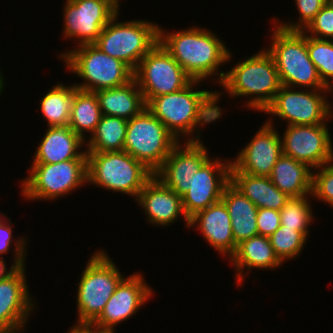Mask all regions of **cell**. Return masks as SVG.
I'll list each match as a JSON object with an SVG mask.
<instances>
[{
	"label": "cell",
	"mask_w": 333,
	"mask_h": 333,
	"mask_svg": "<svg viewBox=\"0 0 333 333\" xmlns=\"http://www.w3.org/2000/svg\"><path fill=\"white\" fill-rule=\"evenodd\" d=\"M311 196L333 209V161L313 169Z\"/></svg>",
	"instance_id": "36"
},
{
	"label": "cell",
	"mask_w": 333,
	"mask_h": 333,
	"mask_svg": "<svg viewBox=\"0 0 333 333\" xmlns=\"http://www.w3.org/2000/svg\"><path fill=\"white\" fill-rule=\"evenodd\" d=\"M76 86L57 82L39 100L40 112L47 127L69 126L72 101Z\"/></svg>",
	"instance_id": "29"
},
{
	"label": "cell",
	"mask_w": 333,
	"mask_h": 333,
	"mask_svg": "<svg viewBox=\"0 0 333 333\" xmlns=\"http://www.w3.org/2000/svg\"><path fill=\"white\" fill-rule=\"evenodd\" d=\"M270 43L265 49L272 56L283 86L302 89H329L311 61L306 34L285 30L272 21Z\"/></svg>",
	"instance_id": "4"
},
{
	"label": "cell",
	"mask_w": 333,
	"mask_h": 333,
	"mask_svg": "<svg viewBox=\"0 0 333 333\" xmlns=\"http://www.w3.org/2000/svg\"><path fill=\"white\" fill-rule=\"evenodd\" d=\"M2 69H0V97H2L3 95V93L5 94V92H4V89L6 88L5 87V76H4V74H2L3 72L1 71Z\"/></svg>",
	"instance_id": "42"
},
{
	"label": "cell",
	"mask_w": 333,
	"mask_h": 333,
	"mask_svg": "<svg viewBox=\"0 0 333 333\" xmlns=\"http://www.w3.org/2000/svg\"><path fill=\"white\" fill-rule=\"evenodd\" d=\"M118 12L93 43L105 54L124 62L133 72L159 42V24L148 19L120 21Z\"/></svg>",
	"instance_id": "8"
},
{
	"label": "cell",
	"mask_w": 333,
	"mask_h": 333,
	"mask_svg": "<svg viewBox=\"0 0 333 333\" xmlns=\"http://www.w3.org/2000/svg\"><path fill=\"white\" fill-rule=\"evenodd\" d=\"M230 183L245 195L258 209L270 208L280 211L290 197L281 192L269 177L252 176L239 172L233 165L230 171Z\"/></svg>",
	"instance_id": "24"
},
{
	"label": "cell",
	"mask_w": 333,
	"mask_h": 333,
	"mask_svg": "<svg viewBox=\"0 0 333 333\" xmlns=\"http://www.w3.org/2000/svg\"><path fill=\"white\" fill-rule=\"evenodd\" d=\"M202 83L192 80L183 89L153 97L146 104V108L179 142L203 140L201 134L205 126L221 120L216 90H200Z\"/></svg>",
	"instance_id": "2"
},
{
	"label": "cell",
	"mask_w": 333,
	"mask_h": 333,
	"mask_svg": "<svg viewBox=\"0 0 333 333\" xmlns=\"http://www.w3.org/2000/svg\"><path fill=\"white\" fill-rule=\"evenodd\" d=\"M228 261L235 272L234 284L237 287H243L245 277L253 274L252 270L264 271L268 269L271 271L284 266V263L275 254L269 237L262 235H255L240 242Z\"/></svg>",
	"instance_id": "22"
},
{
	"label": "cell",
	"mask_w": 333,
	"mask_h": 333,
	"mask_svg": "<svg viewBox=\"0 0 333 333\" xmlns=\"http://www.w3.org/2000/svg\"><path fill=\"white\" fill-rule=\"evenodd\" d=\"M30 164L27 176L20 179V194L27 201L46 200L55 203L80 187L87 186V159Z\"/></svg>",
	"instance_id": "9"
},
{
	"label": "cell",
	"mask_w": 333,
	"mask_h": 333,
	"mask_svg": "<svg viewBox=\"0 0 333 333\" xmlns=\"http://www.w3.org/2000/svg\"><path fill=\"white\" fill-rule=\"evenodd\" d=\"M219 86L222 91L216 90L217 110L222 118L225 110L219 103L224 93H228L230 99L244 97L241 105L243 108L263 113L272 103L282 84L272 56L263 47L253 55H247L243 60L239 59L237 65L226 71Z\"/></svg>",
	"instance_id": "3"
},
{
	"label": "cell",
	"mask_w": 333,
	"mask_h": 333,
	"mask_svg": "<svg viewBox=\"0 0 333 333\" xmlns=\"http://www.w3.org/2000/svg\"><path fill=\"white\" fill-rule=\"evenodd\" d=\"M210 157L194 174L188 191L182 196V206L188 219L219 202L230 183L231 159Z\"/></svg>",
	"instance_id": "16"
},
{
	"label": "cell",
	"mask_w": 333,
	"mask_h": 333,
	"mask_svg": "<svg viewBox=\"0 0 333 333\" xmlns=\"http://www.w3.org/2000/svg\"><path fill=\"white\" fill-rule=\"evenodd\" d=\"M189 228L203 235L204 241L223 258L226 256L229 260L234 254L237 244L233 238L228 209L222 200L192 216Z\"/></svg>",
	"instance_id": "21"
},
{
	"label": "cell",
	"mask_w": 333,
	"mask_h": 333,
	"mask_svg": "<svg viewBox=\"0 0 333 333\" xmlns=\"http://www.w3.org/2000/svg\"><path fill=\"white\" fill-rule=\"evenodd\" d=\"M258 235L269 237L280 227V212L270 208H260L257 213Z\"/></svg>",
	"instance_id": "38"
},
{
	"label": "cell",
	"mask_w": 333,
	"mask_h": 333,
	"mask_svg": "<svg viewBox=\"0 0 333 333\" xmlns=\"http://www.w3.org/2000/svg\"><path fill=\"white\" fill-rule=\"evenodd\" d=\"M154 296H156L155 291L146 282L143 273L135 271L119 283L102 313L92 325L116 332L115 328L118 324L120 326L121 323L124 324L134 315L136 316V313Z\"/></svg>",
	"instance_id": "15"
},
{
	"label": "cell",
	"mask_w": 333,
	"mask_h": 333,
	"mask_svg": "<svg viewBox=\"0 0 333 333\" xmlns=\"http://www.w3.org/2000/svg\"><path fill=\"white\" fill-rule=\"evenodd\" d=\"M311 199V195L292 197L279 211L281 226L296 229L308 240L311 233V224H314V220H316L313 214L314 212L312 208H314V206Z\"/></svg>",
	"instance_id": "31"
},
{
	"label": "cell",
	"mask_w": 333,
	"mask_h": 333,
	"mask_svg": "<svg viewBox=\"0 0 333 333\" xmlns=\"http://www.w3.org/2000/svg\"><path fill=\"white\" fill-rule=\"evenodd\" d=\"M204 143L203 140L178 142L154 176L182 197L194 174L212 155Z\"/></svg>",
	"instance_id": "18"
},
{
	"label": "cell",
	"mask_w": 333,
	"mask_h": 333,
	"mask_svg": "<svg viewBox=\"0 0 333 333\" xmlns=\"http://www.w3.org/2000/svg\"><path fill=\"white\" fill-rule=\"evenodd\" d=\"M95 93L102 115L129 120L146 108L143 94L134 78L123 86L101 89Z\"/></svg>",
	"instance_id": "25"
},
{
	"label": "cell",
	"mask_w": 333,
	"mask_h": 333,
	"mask_svg": "<svg viewBox=\"0 0 333 333\" xmlns=\"http://www.w3.org/2000/svg\"><path fill=\"white\" fill-rule=\"evenodd\" d=\"M249 142L231 158L239 171L252 176L269 177L273 166L282 155L281 132L274 125L263 122ZM280 132V133H279Z\"/></svg>",
	"instance_id": "19"
},
{
	"label": "cell",
	"mask_w": 333,
	"mask_h": 333,
	"mask_svg": "<svg viewBox=\"0 0 333 333\" xmlns=\"http://www.w3.org/2000/svg\"><path fill=\"white\" fill-rule=\"evenodd\" d=\"M328 1L329 0H294V6L298 11V19L294 17L292 20L288 19L287 21L281 22L279 17H274L270 21H274V23L285 30L303 31Z\"/></svg>",
	"instance_id": "35"
},
{
	"label": "cell",
	"mask_w": 333,
	"mask_h": 333,
	"mask_svg": "<svg viewBox=\"0 0 333 333\" xmlns=\"http://www.w3.org/2000/svg\"><path fill=\"white\" fill-rule=\"evenodd\" d=\"M312 171L307 164L282 154L269 176L272 183L290 198L311 195Z\"/></svg>",
	"instance_id": "26"
},
{
	"label": "cell",
	"mask_w": 333,
	"mask_h": 333,
	"mask_svg": "<svg viewBox=\"0 0 333 333\" xmlns=\"http://www.w3.org/2000/svg\"><path fill=\"white\" fill-rule=\"evenodd\" d=\"M61 11V35L63 40L75 41V47L93 44L102 29L117 14L108 3L99 0H65Z\"/></svg>",
	"instance_id": "13"
},
{
	"label": "cell",
	"mask_w": 333,
	"mask_h": 333,
	"mask_svg": "<svg viewBox=\"0 0 333 333\" xmlns=\"http://www.w3.org/2000/svg\"><path fill=\"white\" fill-rule=\"evenodd\" d=\"M317 39L333 40V0H329L302 31Z\"/></svg>",
	"instance_id": "37"
},
{
	"label": "cell",
	"mask_w": 333,
	"mask_h": 333,
	"mask_svg": "<svg viewBox=\"0 0 333 333\" xmlns=\"http://www.w3.org/2000/svg\"><path fill=\"white\" fill-rule=\"evenodd\" d=\"M26 269V265L18 267L0 281V333H23L31 314L38 309L37 298L32 296L27 283Z\"/></svg>",
	"instance_id": "17"
},
{
	"label": "cell",
	"mask_w": 333,
	"mask_h": 333,
	"mask_svg": "<svg viewBox=\"0 0 333 333\" xmlns=\"http://www.w3.org/2000/svg\"><path fill=\"white\" fill-rule=\"evenodd\" d=\"M271 246L277 257L285 264L288 260L299 258L307 243V238L296 229L281 226L269 236Z\"/></svg>",
	"instance_id": "33"
},
{
	"label": "cell",
	"mask_w": 333,
	"mask_h": 333,
	"mask_svg": "<svg viewBox=\"0 0 333 333\" xmlns=\"http://www.w3.org/2000/svg\"><path fill=\"white\" fill-rule=\"evenodd\" d=\"M128 120L102 115L93 134L86 141V152H119L124 149Z\"/></svg>",
	"instance_id": "30"
},
{
	"label": "cell",
	"mask_w": 333,
	"mask_h": 333,
	"mask_svg": "<svg viewBox=\"0 0 333 333\" xmlns=\"http://www.w3.org/2000/svg\"><path fill=\"white\" fill-rule=\"evenodd\" d=\"M6 259L0 257V281L6 279L11 275L18 267L14 264H11L9 267L5 261Z\"/></svg>",
	"instance_id": "40"
},
{
	"label": "cell",
	"mask_w": 333,
	"mask_h": 333,
	"mask_svg": "<svg viewBox=\"0 0 333 333\" xmlns=\"http://www.w3.org/2000/svg\"><path fill=\"white\" fill-rule=\"evenodd\" d=\"M223 41L197 25L171 32L159 24V43L193 80L222 83L226 73L222 66L233 62V52Z\"/></svg>",
	"instance_id": "1"
},
{
	"label": "cell",
	"mask_w": 333,
	"mask_h": 333,
	"mask_svg": "<svg viewBox=\"0 0 333 333\" xmlns=\"http://www.w3.org/2000/svg\"><path fill=\"white\" fill-rule=\"evenodd\" d=\"M133 78L146 104L153 97L183 89L193 80L159 42L139 62Z\"/></svg>",
	"instance_id": "12"
},
{
	"label": "cell",
	"mask_w": 333,
	"mask_h": 333,
	"mask_svg": "<svg viewBox=\"0 0 333 333\" xmlns=\"http://www.w3.org/2000/svg\"><path fill=\"white\" fill-rule=\"evenodd\" d=\"M154 176L143 163L126 151L87 152V185L137 199Z\"/></svg>",
	"instance_id": "7"
},
{
	"label": "cell",
	"mask_w": 333,
	"mask_h": 333,
	"mask_svg": "<svg viewBox=\"0 0 333 333\" xmlns=\"http://www.w3.org/2000/svg\"><path fill=\"white\" fill-rule=\"evenodd\" d=\"M69 330L66 333H116L109 330L97 328L92 324H77V323H74L69 328Z\"/></svg>",
	"instance_id": "39"
},
{
	"label": "cell",
	"mask_w": 333,
	"mask_h": 333,
	"mask_svg": "<svg viewBox=\"0 0 333 333\" xmlns=\"http://www.w3.org/2000/svg\"><path fill=\"white\" fill-rule=\"evenodd\" d=\"M108 3L117 13L121 10L122 0H99Z\"/></svg>",
	"instance_id": "41"
},
{
	"label": "cell",
	"mask_w": 333,
	"mask_h": 333,
	"mask_svg": "<svg viewBox=\"0 0 333 333\" xmlns=\"http://www.w3.org/2000/svg\"><path fill=\"white\" fill-rule=\"evenodd\" d=\"M38 142L31 163L53 164L87 159L86 142L69 126L47 127ZM82 149V150H81Z\"/></svg>",
	"instance_id": "23"
},
{
	"label": "cell",
	"mask_w": 333,
	"mask_h": 333,
	"mask_svg": "<svg viewBox=\"0 0 333 333\" xmlns=\"http://www.w3.org/2000/svg\"><path fill=\"white\" fill-rule=\"evenodd\" d=\"M221 200L228 209L231 218L233 238L238 245L240 242L258 235V207L231 183L224 189Z\"/></svg>",
	"instance_id": "27"
},
{
	"label": "cell",
	"mask_w": 333,
	"mask_h": 333,
	"mask_svg": "<svg viewBox=\"0 0 333 333\" xmlns=\"http://www.w3.org/2000/svg\"><path fill=\"white\" fill-rule=\"evenodd\" d=\"M332 94L330 89H301L282 85L264 111V114H269L266 122L274 125L275 117L279 119L278 122L282 120V124L286 122L285 125H318L330 122L333 120V103L328 97Z\"/></svg>",
	"instance_id": "10"
},
{
	"label": "cell",
	"mask_w": 333,
	"mask_h": 333,
	"mask_svg": "<svg viewBox=\"0 0 333 333\" xmlns=\"http://www.w3.org/2000/svg\"><path fill=\"white\" fill-rule=\"evenodd\" d=\"M285 125L282 154L307 164L311 169L333 161V139L329 124Z\"/></svg>",
	"instance_id": "14"
},
{
	"label": "cell",
	"mask_w": 333,
	"mask_h": 333,
	"mask_svg": "<svg viewBox=\"0 0 333 333\" xmlns=\"http://www.w3.org/2000/svg\"><path fill=\"white\" fill-rule=\"evenodd\" d=\"M135 201L144 217L146 215L148 224L167 228L178 222V219H183L185 228H189V219L182 206V197L165 186L157 177L153 176L145 184Z\"/></svg>",
	"instance_id": "20"
},
{
	"label": "cell",
	"mask_w": 333,
	"mask_h": 333,
	"mask_svg": "<svg viewBox=\"0 0 333 333\" xmlns=\"http://www.w3.org/2000/svg\"><path fill=\"white\" fill-rule=\"evenodd\" d=\"M11 221V222H10ZM13 223L11 218L7 217L5 212L0 211V257H4L5 254L11 252L13 256L12 264L17 267H22L28 264L26 262V256L28 253L27 236L14 237L13 236Z\"/></svg>",
	"instance_id": "34"
},
{
	"label": "cell",
	"mask_w": 333,
	"mask_h": 333,
	"mask_svg": "<svg viewBox=\"0 0 333 333\" xmlns=\"http://www.w3.org/2000/svg\"><path fill=\"white\" fill-rule=\"evenodd\" d=\"M88 258L77 282V324H92L125 278L106 250L100 248Z\"/></svg>",
	"instance_id": "6"
},
{
	"label": "cell",
	"mask_w": 333,
	"mask_h": 333,
	"mask_svg": "<svg viewBox=\"0 0 333 333\" xmlns=\"http://www.w3.org/2000/svg\"><path fill=\"white\" fill-rule=\"evenodd\" d=\"M102 112L95 92L76 88L72 101L69 127L85 142L95 131Z\"/></svg>",
	"instance_id": "28"
},
{
	"label": "cell",
	"mask_w": 333,
	"mask_h": 333,
	"mask_svg": "<svg viewBox=\"0 0 333 333\" xmlns=\"http://www.w3.org/2000/svg\"><path fill=\"white\" fill-rule=\"evenodd\" d=\"M179 141L147 108L127 122L124 149L155 173Z\"/></svg>",
	"instance_id": "11"
},
{
	"label": "cell",
	"mask_w": 333,
	"mask_h": 333,
	"mask_svg": "<svg viewBox=\"0 0 333 333\" xmlns=\"http://www.w3.org/2000/svg\"><path fill=\"white\" fill-rule=\"evenodd\" d=\"M58 53L65 70L81 79L82 82L73 83L78 89L96 92L123 86L133 79V71L124 62L105 54L94 44H82Z\"/></svg>",
	"instance_id": "5"
},
{
	"label": "cell",
	"mask_w": 333,
	"mask_h": 333,
	"mask_svg": "<svg viewBox=\"0 0 333 333\" xmlns=\"http://www.w3.org/2000/svg\"><path fill=\"white\" fill-rule=\"evenodd\" d=\"M306 46L320 79L333 91V40L317 39L306 35Z\"/></svg>",
	"instance_id": "32"
}]
</instances>
